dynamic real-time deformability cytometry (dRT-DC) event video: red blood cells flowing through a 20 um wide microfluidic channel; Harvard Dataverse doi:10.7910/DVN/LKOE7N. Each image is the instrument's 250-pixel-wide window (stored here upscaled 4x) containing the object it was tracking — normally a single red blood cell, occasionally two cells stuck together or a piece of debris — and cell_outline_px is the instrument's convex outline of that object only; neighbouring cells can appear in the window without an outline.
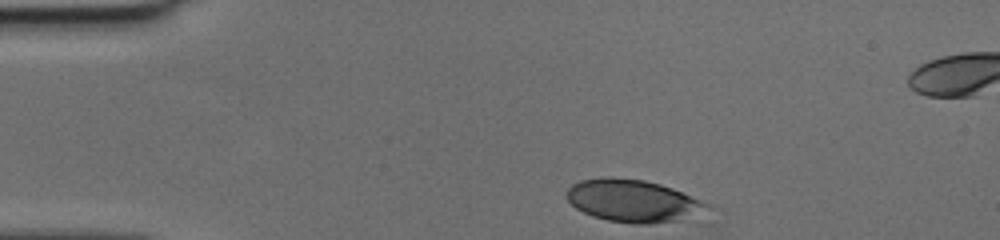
{"species": "human", "species_latin": "Homo sapiens", "temperature_condition": "cold", "stored_images_in_passage": 31, "camera_frame_rate_fps": 3000, "um_per_image_px": 0.085, "donor": {"sex": "female"}, "frame": {"image": 1, "passage_image": 1, "time_ms": 0.0, "image_size_px": [1000, 240], "cell_outline_px": [[708, 204], [680, 220], [648, 224], [636, 224], [608, 220], [592, 216], [576, 208], [564, 196], [568, 188], [572, 184], [580, 180], [644, 180], [660, 184], [672, 188], [700, 200]], "centroid_in_image_um": [53.7, 17.1], "position_along_channel_um": 31.3, "area_um2": 33.0}}
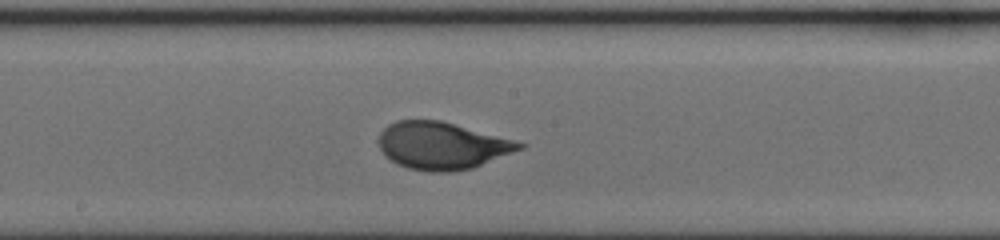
{"frame": {"image": 2, "passage_image": 18, "time_ms": 5.667, "image_size_px": [1000, 240], "cell_outline_px": [[528, 144], [524, 148], [472, 168], [452, 172], [428, 172], [408, 168], [396, 164], [380, 148], [380, 132], [388, 124], [396, 120], [440, 120]], "centroid_in_image_um": [37.58, 12.38], "position_along_channel_um": 210.6, "area_um2": 38.44}}
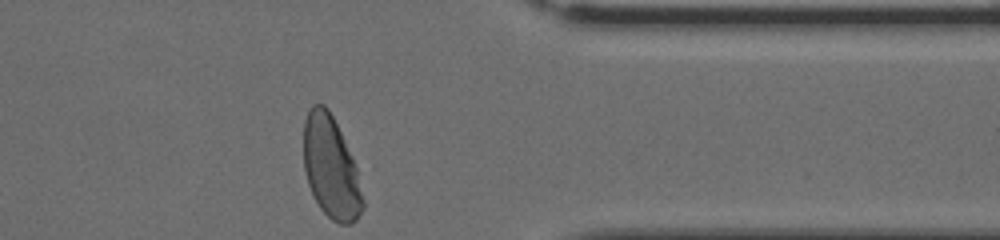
{"frame": {"image": 3, "passage_image": 31, "time_ms": 10.0, "image_size_px": [1000, 240], "cell_outline_px": [[364, 208], [356, 220], [352, 224], [340, 224], [332, 220], [320, 208], [308, 184], [304, 168], [304, 120], [312, 104], [324, 104], [328, 108], [340, 132], [356, 168], [364, 200]], "centroid_in_image_um": [28.12, 14.26], "position_along_channel_um": 383.3, "area_um2": 34.74}}